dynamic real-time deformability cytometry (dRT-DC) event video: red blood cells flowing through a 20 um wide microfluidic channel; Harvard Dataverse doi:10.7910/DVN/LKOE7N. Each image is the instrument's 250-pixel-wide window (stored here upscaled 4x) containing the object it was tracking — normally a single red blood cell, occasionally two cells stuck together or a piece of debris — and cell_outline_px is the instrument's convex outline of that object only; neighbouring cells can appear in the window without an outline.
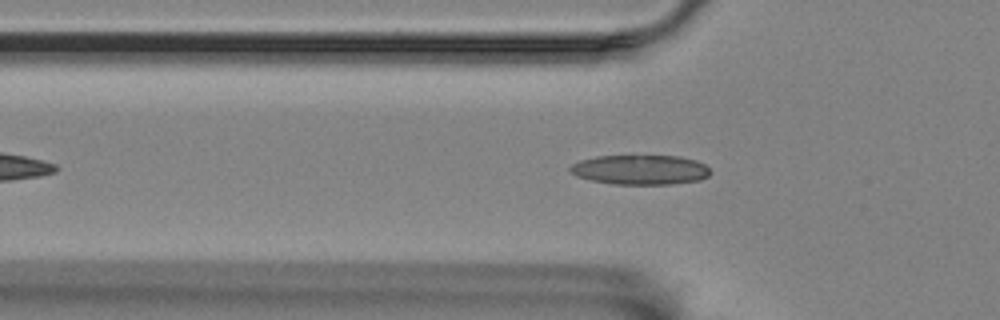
{"species": "Egyptian fruit bat (a non-hibernating species)", "species_latin": "Rousettus aegyptiacus", "temperature_condition": "room temperature", "stored_images_in_passage": 5, "camera_frame_rate_fps": 3000, "um_per_image_px": 0.085, "animal": {"sex": "female"}, "frame": {"image": 1, "passage_image": 5, "time_ms": 4.667, "image_size_px": [1000, 320], "cell_outline_px": [[712, 172], [708, 176], [700, 180], [672, 184], [612, 184], [592, 180], [576, 176], [568, 168], [572, 164], [580, 160], [596, 156], [680, 156], [696, 160], [704, 164]], "centroid_in_image_um": [54.44, 14.43], "position_along_channel_um": 71.4, "area_um2": 24.28}}